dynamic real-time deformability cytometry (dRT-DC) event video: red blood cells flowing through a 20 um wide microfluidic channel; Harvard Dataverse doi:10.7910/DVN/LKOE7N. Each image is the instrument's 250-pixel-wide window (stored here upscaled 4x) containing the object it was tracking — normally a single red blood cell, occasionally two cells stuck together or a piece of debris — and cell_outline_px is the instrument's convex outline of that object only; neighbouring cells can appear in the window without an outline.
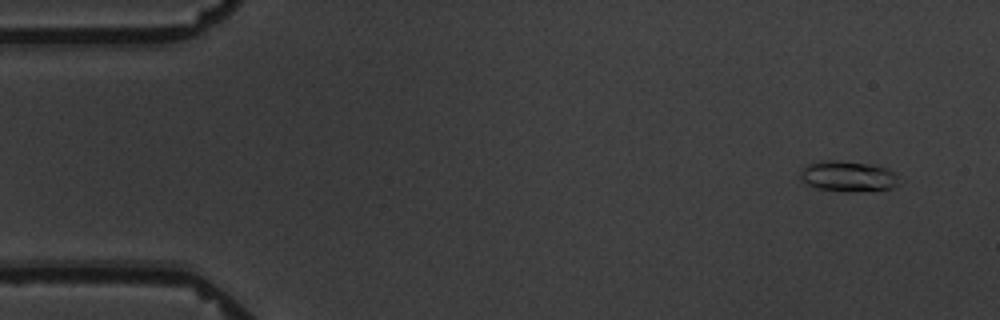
{"species": "common noctule bat (a hibernating species)", "species_latin": "Nyctalus noctula", "temperature_condition": "warm", "stored_images_in_passage": 6, "camera_frame_rate_fps": 3000, "um_per_image_px": 0.085, "animal": {"sex": "male", "body_mass_g": 19.5, "forearm_length_mm": 54.6}, "frame": {"image": 1, "passage_image": 1, "time_ms": 0.0, "image_size_px": [1000, 320], "cell_outline_px": [[900, 184], [892, 188], [848, 192], [816, 188], [808, 184], [800, 176], [800, 172], [808, 164], [820, 160], [836, 160], [872, 164], [888, 168], [896, 172]], "centroid_in_image_um": [72.13, 14.97], "position_along_channel_um": 12.9, "area_um2": 17.69}}
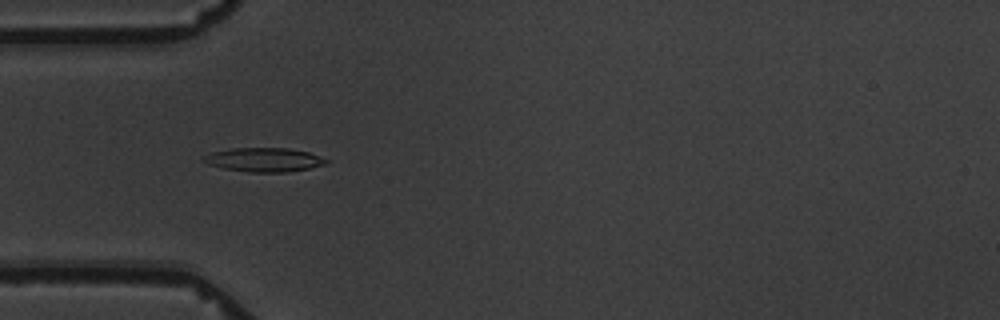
{"frame": {"image": 2, "passage_image": 5, "time_ms": 4.667, "image_size_px": [1000, 320], "cell_outline_px": [[328, 164], [288, 172], [248, 172], [224, 168], [208, 164], [200, 160], [200, 156], [212, 152], [232, 148], [288, 148], [308, 152], [328, 160]], "centroid_in_image_um": [22.39, 13.58], "position_along_channel_um": 62.6, "area_um2": 17.17}}